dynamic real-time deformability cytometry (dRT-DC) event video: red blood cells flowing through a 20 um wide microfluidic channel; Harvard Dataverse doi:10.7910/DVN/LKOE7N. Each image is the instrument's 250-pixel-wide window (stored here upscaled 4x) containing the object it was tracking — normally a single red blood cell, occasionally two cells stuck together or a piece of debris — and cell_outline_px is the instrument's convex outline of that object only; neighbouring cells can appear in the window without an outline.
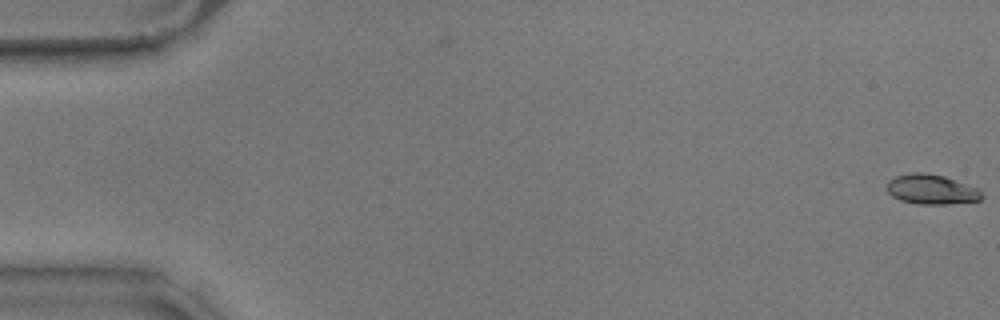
{"species": "common noctule bat (a hibernating species)", "species_latin": "Nyctalus noctula", "temperature_condition": "warm", "stored_images_in_passage": 2, "camera_frame_rate_fps": 3000, "um_per_image_px": 0.085, "animal": {"sex": "male", "body_mass_g": 17.9}, "frame": {"image": 1, "passage_image": 2, "time_ms": 0.333, "image_size_px": [1000, 320], "cell_outline_px": [[984, 196], [980, 200], [948, 204], [916, 204], [900, 200], [892, 196], [888, 192], [888, 180], [896, 176], [912, 172], [924, 172], [944, 176], [980, 188]], "centroid_in_image_um": [79.2, 16.09], "position_along_channel_um": 5.8, "area_um2": 16.65}}